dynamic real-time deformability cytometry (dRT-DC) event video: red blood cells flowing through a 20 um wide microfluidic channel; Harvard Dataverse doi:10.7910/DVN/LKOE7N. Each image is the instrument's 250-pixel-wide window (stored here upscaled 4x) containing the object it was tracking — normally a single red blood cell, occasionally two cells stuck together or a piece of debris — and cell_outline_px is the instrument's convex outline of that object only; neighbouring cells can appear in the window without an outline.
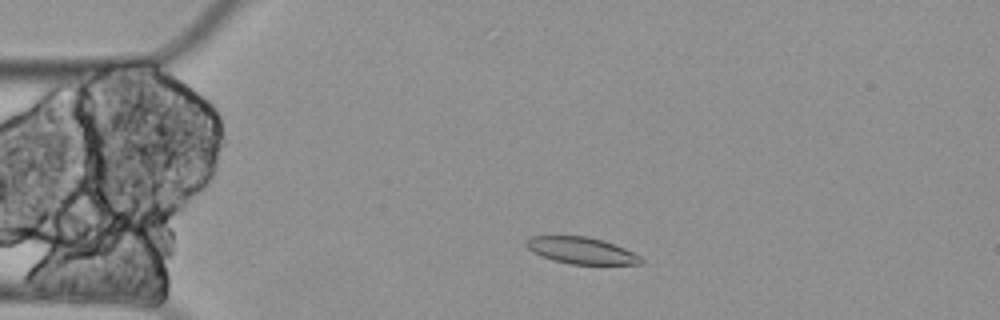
{"species": "Egyptian fruit bat (a non-hibernating species)", "species_latin": "Rousettus aegyptiacus", "temperature_condition": "cold", "stored_images_in_passage": 4, "camera_frame_rate_fps": 3000, "um_per_image_px": 0.085, "animal": {"sex": "female"}, "frame": {"image": 1, "passage_image": 3, "time_ms": 0.667, "image_size_px": [1000, 320], "cell_outline_px": [[644, 260], [640, 264], [568, 264], [552, 260], [532, 252], [524, 244], [524, 240], [532, 236], [588, 236], [624, 248], [640, 256]], "centroid_in_image_um": [49.36, 21.3], "position_along_channel_um": 35.6, "area_um2": 17.74}}